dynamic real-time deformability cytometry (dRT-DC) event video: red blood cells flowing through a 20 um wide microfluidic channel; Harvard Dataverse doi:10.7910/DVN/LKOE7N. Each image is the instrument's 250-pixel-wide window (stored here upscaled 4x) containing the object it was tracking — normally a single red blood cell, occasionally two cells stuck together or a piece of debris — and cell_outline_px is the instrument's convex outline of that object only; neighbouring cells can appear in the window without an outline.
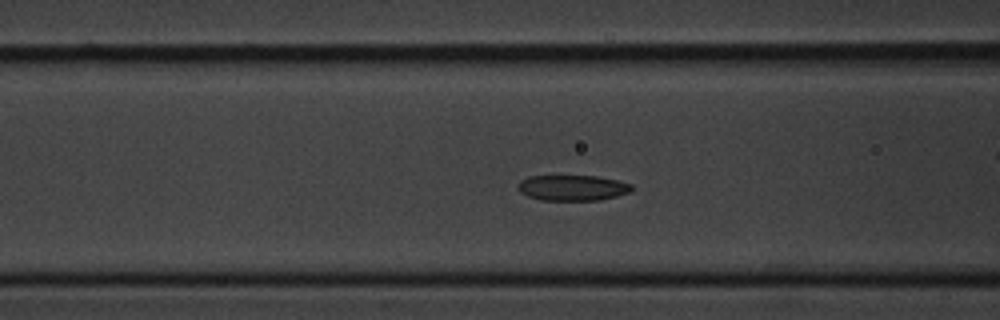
{"species": "common noctule bat (a hibernating species)", "species_latin": "Nyctalus noctula", "temperature_condition": "cold", "stored_images_in_passage": 53, "camera_frame_rate_fps": 3000, "um_per_image_px": 0.085, "animal": {"sex": "male", "body_mass_g": 20.1, "forearm_length_mm": 53.5}, "frame": {"image": 1, "passage_image": 20, "time_ms": 6.333, "image_size_px": [1000, 320], "cell_outline_px": [[632, 192], [600, 200], [540, 200], [528, 196], [520, 192], [516, 188], [520, 180], [528, 176], [596, 176], [616, 180], [632, 184]], "centroid_in_image_um": [48.64, 15.96], "position_along_channel_um": 118.0, "area_um2": 17.05}}
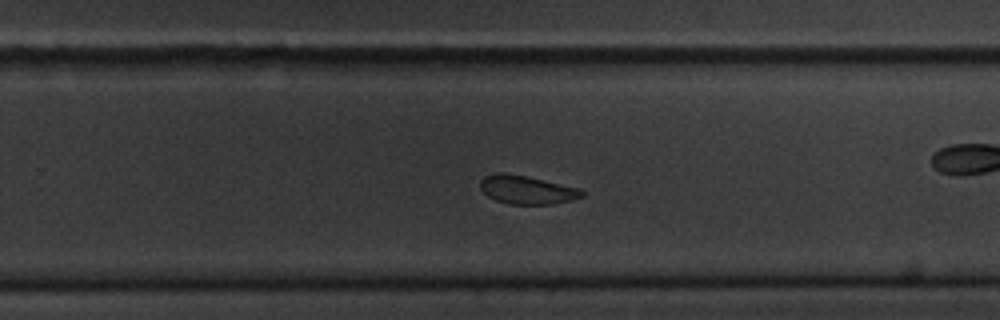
{"frame": {"image": 2, "passage_image": 35, "time_ms": 11.333, "image_size_px": [1000, 320], "cell_outline_px": [[584, 196], [572, 200], [552, 204], [508, 204], [496, 200], [488, 196], [480, 188], [480, 180], [484, 176], [496, 172], [504, 172], [524, 176], [580, 188], [584, 192]], "centroid_in_image_um": [44.77, 16.13], "position_along_channel_um": 285.0, "area_um2": 16.82}}
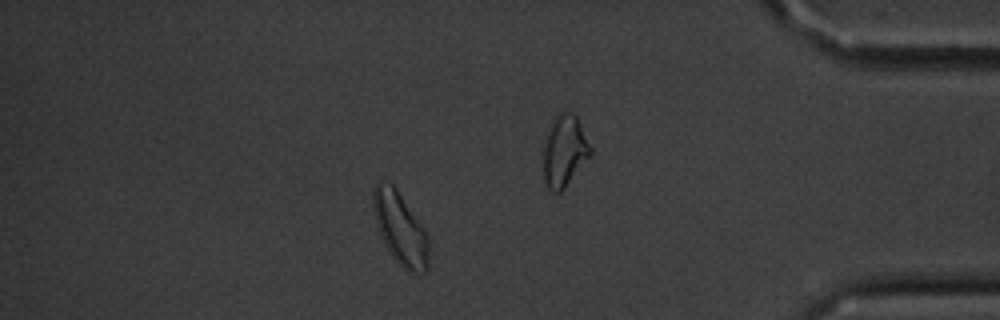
{"frame": {"image": 3, "passage_image": 49, "time_ms": 16.0, "image_size_px": [1000, 320], "cell_outline_px": [[428, 268], [424, 272], [412, 272], [404, 268], [392, 256], [384, 244], [376, 224], [372, 208], [372, 192], [376, 184], [380, 180], [392, 184], [396, 188], [424, 232], [428, 240]], "centroid_in_image_um": [33.96, 19.41], "position_along_channel_um": 401.2, "area_um2": 22.77}, "authors_computed_cell_mechanics": {"area_um2": 17.9758, "velocity_mm_per_s": 3.3477, "shape_relaxation_time_tau1_ms": 3.0286, "shape_relaxation_time_tau2_ms": 7.9377, "deformation_change_tau1": 0.0897, "deformation_change_tau2": 0.1339}}